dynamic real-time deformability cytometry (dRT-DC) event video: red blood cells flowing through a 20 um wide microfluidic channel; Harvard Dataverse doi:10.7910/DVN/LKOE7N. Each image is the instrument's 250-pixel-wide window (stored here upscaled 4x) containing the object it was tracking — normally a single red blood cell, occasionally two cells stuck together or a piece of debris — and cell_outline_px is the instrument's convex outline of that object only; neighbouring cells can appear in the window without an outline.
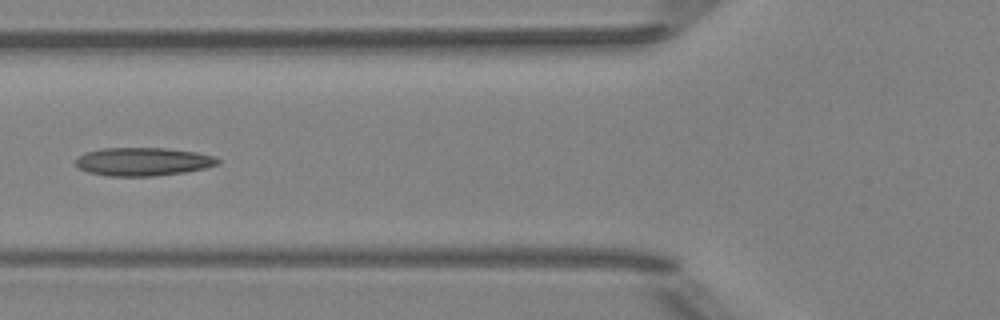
{"species": "Egyptian fruit bat (a non-hibernating species)", "species_latin": "Rousettus aegyptiacus", "temperature_condition": "room temperature", "stored_images_in_passage": 5, "camera_frame_rate_fps": 3000, "um_per_image_px": 0.085, "animal": {"sex": "female"}, "frame": {"image": 1, "passage_image": 4, "time_ms": 3.667, "image_size_px": [1000, 320], "cell_outline_px": [[220, 164], [208, 168], [184, 172], [156, 176], [108, 176], [88, 172], [80, 168], [76, 164], [76, 160], [84, 152], [100, 148], [164, 148], [196, 152], [212, 156], [220, 160]], "centroid_in_image_um": [12.17, 13.74], "position_along_channel_um": 113.6, "area_um2": 23.47}}
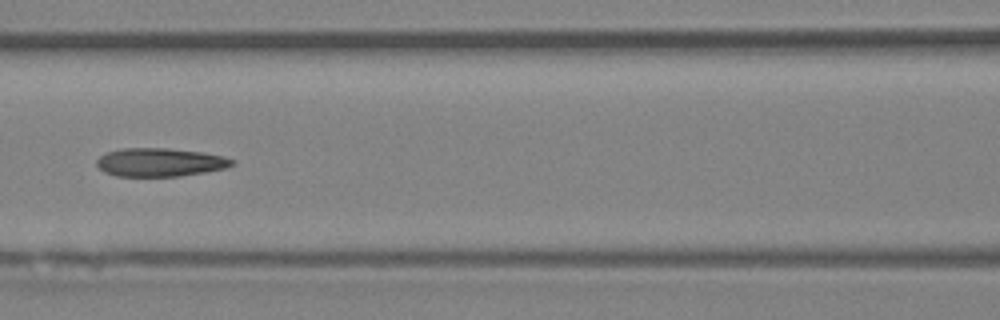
{"frame": {"image": 2, "passage_image": 5, "time_ms": 4.667, "image_size_px": [1000, 320], "cell_outline_px": [[236, 164], [224, 168], [204, 172], [180, 176], [116, 176], [104, 172], [96, 164], [96, 160], [100, 156], [108, 152], [124, 148], [164, 148], [204, 152], [224, 156], [236, 160]], "centroid_in_image_um": [13.63, 13.79], "position_along_channel_um": 153.0, "area_um2": 22.43}}